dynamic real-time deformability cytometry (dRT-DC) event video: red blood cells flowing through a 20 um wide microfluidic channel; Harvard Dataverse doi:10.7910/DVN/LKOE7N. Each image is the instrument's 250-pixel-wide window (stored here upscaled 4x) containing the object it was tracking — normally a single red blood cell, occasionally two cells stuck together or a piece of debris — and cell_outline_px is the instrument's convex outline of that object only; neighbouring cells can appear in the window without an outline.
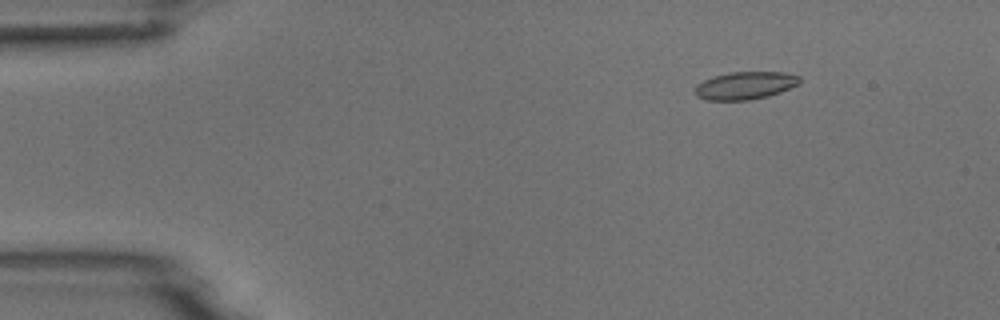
{"species": "common noctule bat (a hibernating species)", "species_latin": "Nyctalus noctula", "temperature_condition": "room temperature", "stored_images_in_passage": 3, "camera_frame_rate_fps": 3000, "um_per_image_px": 0.085, "animal": {"sex": "male", "body_mass_g": 18.8}, "frame": {"image": 1, "passage_image": 1, "time_ms": 0.0, "image_size_px": [1000, 320], "cell_outline_px": [[800, 80], [796, 84], [780, 92], [768, 96], [748, 100], [704, 100], [696, 96], [696, 84], [712, 76], [728, 72], [784, 72], [800, 76]], "centroid_in_image_um": [63.29, 7.26], "position_along_channel_um": 21.7, "area_um2": 16.82}}
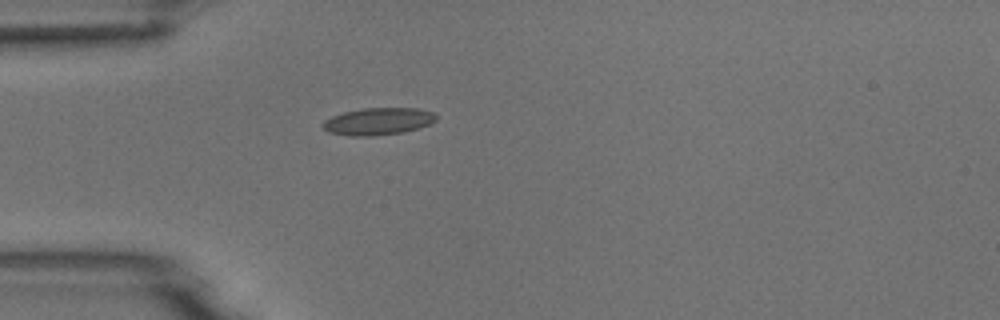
{"frame": {"image": 2, "passage_image": 3, "time_ms": 2.667, "image_size_px": [1000, 320], "cell_outline_px": [[436, 120], [432, 124], [404, 132], [376, 136], [352, 136], [328, 132], [320, 124], [324, 120], [332, 116], [344, 112], [364, 108], [416, 108], [432, 112], [436, 116]], "centroid_in_image_um": [32.14, 10.32], "position_along_channel_um": 52.9, "area_um2": 18.03}}